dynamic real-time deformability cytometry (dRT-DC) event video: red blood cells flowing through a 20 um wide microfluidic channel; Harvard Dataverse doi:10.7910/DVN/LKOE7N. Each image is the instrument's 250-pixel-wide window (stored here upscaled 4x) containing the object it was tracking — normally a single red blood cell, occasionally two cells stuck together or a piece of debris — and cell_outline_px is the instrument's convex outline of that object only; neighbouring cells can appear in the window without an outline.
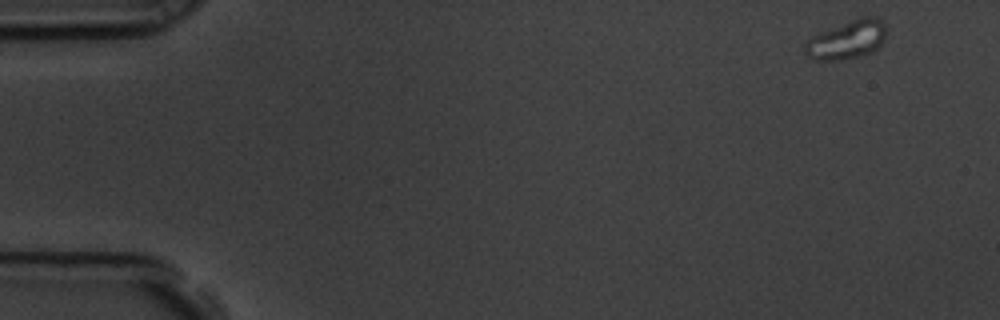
{"species": "common noctule bat (a hibernating species)", "species_latin": "Nyctalus noctula", "temperature_condition": "room temperature", "stored_images_in_passage": 30, "camera_frame_rate_fps": 3000, "um_per_image_px": 0.085, "animal": {"sex": "male", "body_mass_g": 19.5, "forearm_length_mm": 54.6}, "frame": {"image": 1, "passage_image": 1, "time_ms": 0.0, "image_size_px": [1000, 320], "cell_outline_px": [[888, 28], [880, 44], [872, 52], [840, 60], [812, 60], [804, 52], [804, 44], [812, 36], [820, 32], [860, 16], [876, 16]], "centroid_in_image_um": [71.98, 3.36], "position_along_channel_um": 13.0, "area_um2": 18.21}}
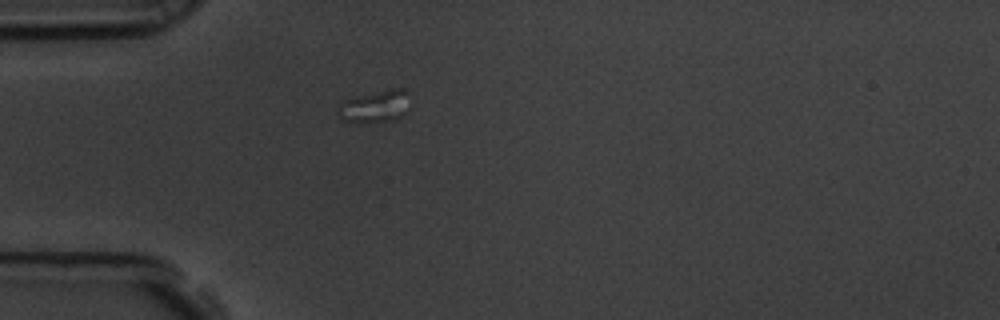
{"frame": {"image": 2, "passage_image": 16, "time_ms": 5.0, "image_size_px": [1000, 320], "cell_outline_px": [[408, 108], [396, 120], [356, 124], [344, 120], [336, 112], [336, 108], [344, 100], [352, 96], [388, 88], [404, 88], [408, 92]], "centroid_in_image_um": [31.84, 9.03], "position_along_channel_um": 53.2, "area_um2": 14.05}}